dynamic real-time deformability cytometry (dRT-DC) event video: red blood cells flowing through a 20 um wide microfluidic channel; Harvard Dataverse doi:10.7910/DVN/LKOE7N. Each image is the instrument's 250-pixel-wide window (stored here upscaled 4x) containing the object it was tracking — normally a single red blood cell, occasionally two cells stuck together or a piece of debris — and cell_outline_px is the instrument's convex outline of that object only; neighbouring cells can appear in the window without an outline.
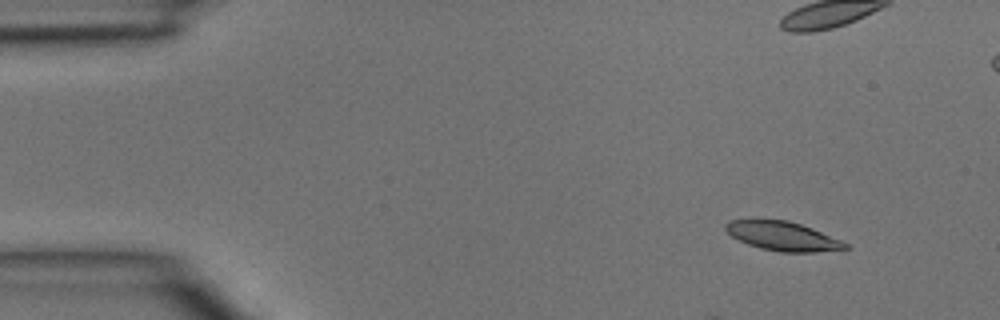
{"species": "common noctule bat (a hibernating species)", "species_latin": "Nyctalus noctula", "temperature_condition": "room temperature", "stored_images_in_passage": 3, "camera_frame_rate_fps": 3000, "um_per_image_px": 0.085, "animal": {"sex": "male", "body_mass_g": 15.6}, "frame": {"image": 1, "passage_image": 1, "time_ms": 0.0, "image_size_px": [1000, 320], "cell_outline_px": [[852, 248], [816, 252], [780, 252], [760, 248], [748, 244], [732, 236], [724, 228], [724, 224], [728, 220], [752, 216], [788, 220], [812, 228], [840, 240], [848, 244]], "centroid_in_image_um": [66.45, 20.02], "position_along_channel_um": 18.6, "area_um2": 20.98}}